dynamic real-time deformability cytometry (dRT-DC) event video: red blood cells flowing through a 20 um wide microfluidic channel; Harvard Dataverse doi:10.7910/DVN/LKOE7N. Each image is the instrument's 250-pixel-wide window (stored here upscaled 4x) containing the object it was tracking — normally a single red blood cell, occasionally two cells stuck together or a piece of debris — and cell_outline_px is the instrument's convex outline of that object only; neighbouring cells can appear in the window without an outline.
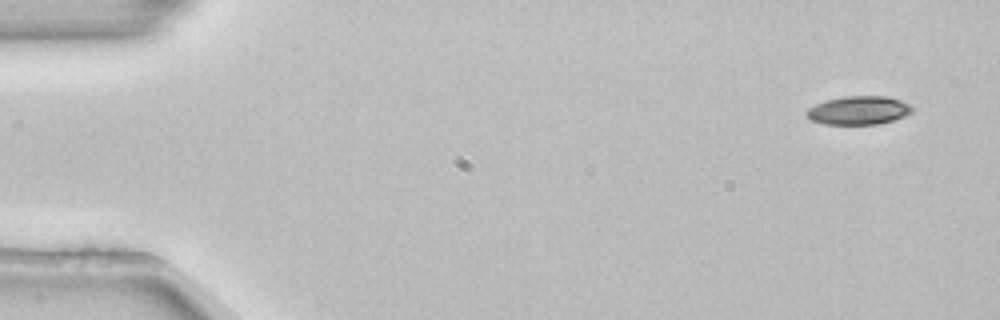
{"species": "common noctule bat (a hibernating species)", "species_latin": "Nyctalus noctula", "temperature_condition": "room temperature", "stored_images_in_passage": 4, "camera_frame_rate_fps": 3000, "um_per_image_px": 0.085, "animal": {"sex": "female", "body_mass_g": 22.7, "forearm_length_mm": 54.2}, "frame": {"image": 1, "passage_image": 1, "time_ms": 0.0, "image_size_px": [1000, 320], "cell_outline_px": [[912, 112], [904, 116], [880, 124], [824, 124], [812, 120], [804, 112], [808, 108], [824, 100], [844, 96], [888, 96], [900, 100], [908, 104], [912, 108]], "centroid_in_image_um": [72.96, 9.37], "position_along_channel_um": 12.0, "area_um2": 17.51}}
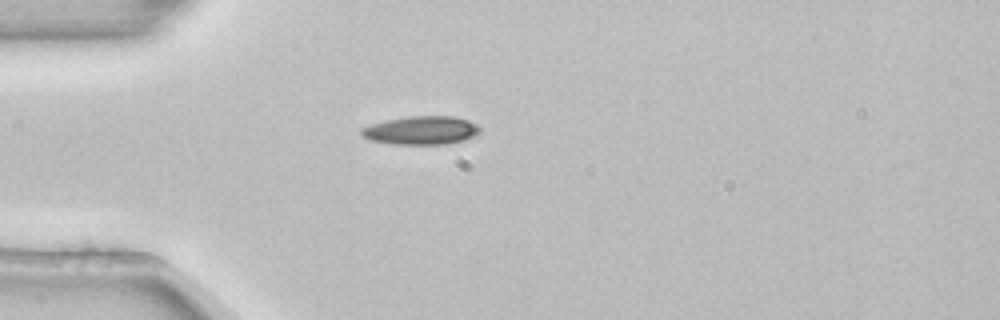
{"frame": {"image": 2, "passage_image": 4, "time_ms": 1.0, "image_size_px": [1000, 320], "cell_outline_px": [[480, 132], [464, 140], [448, 144], [392, 144], [368, 140], [360, 132], [360, 128], [384, 120], [408, 116], [456, 116], [468, 120], [476, 124], [480, 128]], "centroid_in_image_um": [35.78, 11.07], "position_along_channel_um": 49.2, "area_um2": 19.77}}